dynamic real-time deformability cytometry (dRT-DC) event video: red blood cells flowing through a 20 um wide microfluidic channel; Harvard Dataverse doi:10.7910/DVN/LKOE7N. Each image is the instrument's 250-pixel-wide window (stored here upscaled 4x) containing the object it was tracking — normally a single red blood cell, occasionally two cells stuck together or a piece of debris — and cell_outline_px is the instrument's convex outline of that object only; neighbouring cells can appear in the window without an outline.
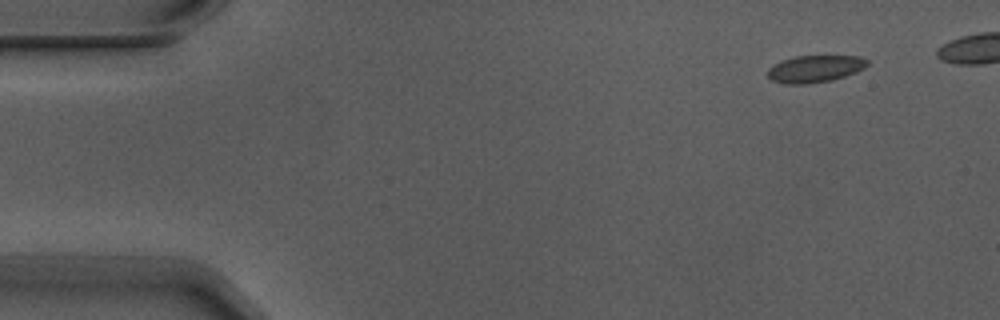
{"species": "Egyptian fruit bat (a non-hibernating species)", "species_latin": "Rousettus aegyptiacus", "temperature_condition": "warm", "stored_images_in_passage": 6, "camera_frame_rate_fps": 3000, "um_per_image_px": 0.085, "animal": {"sex": "male"}, "frame": {"image": 1, "passage_image": 2, "time_ms": 0.333, "image_size_px": [1000, 320], "cell_outline_px": [[868, 64], [864, 68], [856, 72], [832, 80], [808, 84], [788, 84], [772, 80], [768, 76], [768, 68], [772, 64], [780, 60], [792, 56], [860, 56], [868, 60]], "centroid_in_image_um": [69.24, 5.84], "position_along_channel_um": 15.8, "area_um2": 15.84}}